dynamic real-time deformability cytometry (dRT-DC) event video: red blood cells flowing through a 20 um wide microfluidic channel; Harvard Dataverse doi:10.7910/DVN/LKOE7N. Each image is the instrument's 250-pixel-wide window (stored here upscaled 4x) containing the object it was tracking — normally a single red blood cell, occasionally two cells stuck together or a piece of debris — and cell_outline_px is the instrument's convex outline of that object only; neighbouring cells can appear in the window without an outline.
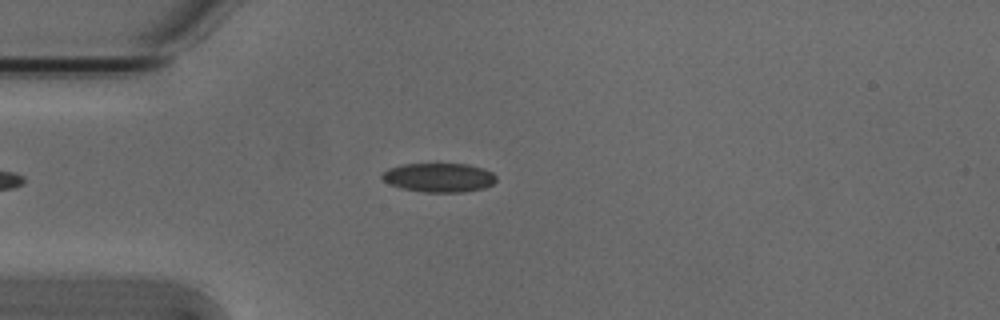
{"species": "Egyptian fruit bat (a non-hibernating species)", "species_latin": "Rousettus aegyptiacus", "temperature_condition": "cold", "stored_images_in_passage": 50, "camera_frame_rate_fps": 3000, "um_per_image_px": 0.085, "animal": {"sex": "male"}, "frame": {"image": 1, "passage_image": 11, "time_ms": 3.333, "image_size_px": [1000, 320], "cell_outline_px": [[496, 180], [492, 184], [484, 188], [464, 192], [424, 192], [400, 188], [388, 184], [380, 176], [388, 168], [404, 164], [468, 164], [484, 168], [492, 172], [496, 176]], "centroid_in_image_um": [37.31, 15.09], "position_along_channel_um": 47.7, "area_um2": 19.42}}
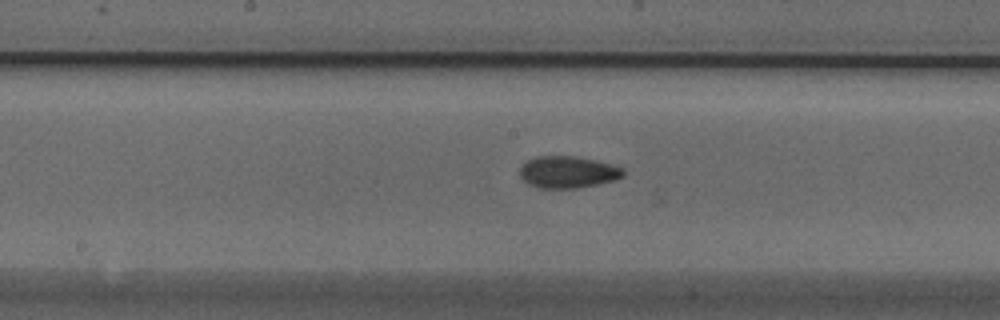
{"frame": {"image": 2, "passage_image": 24, "time_ms": 7.667, "image_size_px": [1000, 320], "cell_outline_px": [[624, 176], [616, 180], [576, 188], [540, 188], [528, 184], [520, 176], [520, 168], [528, 160], [536, 156], [576, 156], [596, 160], [612, 164], [624, 168]], "centroid_in_image_um": [48.29, 14.62], "position_along_channel_um": 199.9, "area_um2": 19.25}}
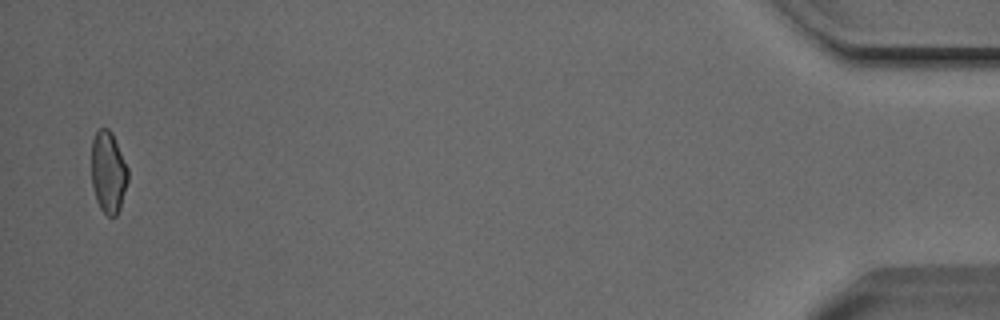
{"frame": {"image": 3, "passage_image": 49, "time_ms": 16.0, "image_size_px": [1000, 320], "cell_outline_px": [[128, 180], [120, 208], [116, 216], [108, 216], [100, 208], [96, 200], [92, 184], [92, 140], [96, 132], [100, 128], [108, 128], [112, 132], [128, 168]], "centroid_in_image_um": [9.21, 14.63], "position_along_channel_um": 426.0, "area_um2": 17.34}, "authors_computed_cell_mechanics": {"area_um2": 18.6983, "velocity_mm_per_s": 3.8334, "shape_relaxation_time_tau1_ms": 3.1061, "shape_relaxation_time_tau2_ms": 2.1385, "deformation_change_tau1": 0.076, "deformation_change_tau2": 0.0634}}